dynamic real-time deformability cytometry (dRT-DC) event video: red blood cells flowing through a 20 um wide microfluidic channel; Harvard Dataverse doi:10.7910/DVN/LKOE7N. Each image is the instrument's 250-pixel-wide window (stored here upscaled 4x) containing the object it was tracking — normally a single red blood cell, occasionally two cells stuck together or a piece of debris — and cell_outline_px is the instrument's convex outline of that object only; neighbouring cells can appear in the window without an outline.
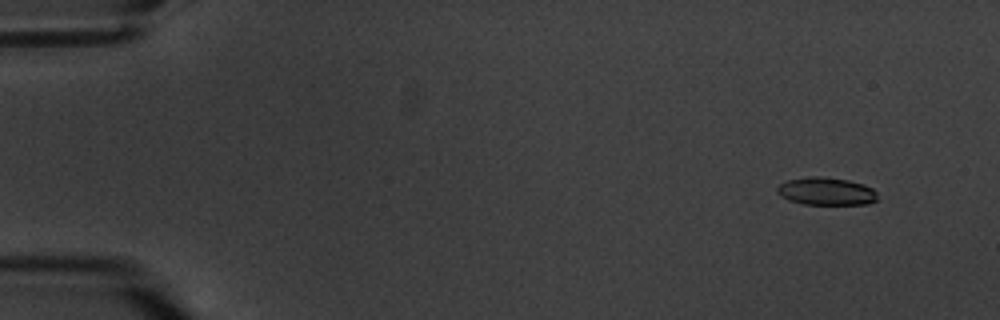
{"species": "common noctule bat (a hibernating species)", "species_latin": "Nyctalus noctula", "temperature_condition": "warm", "stored_images_in_passage": 3, "camera_frame_rate_fps": 3000, "um_per_image_px": 0.085, "animal": {"sex": "male", "body_mass_g": 20.1, "forearm_length_mm": 53.5}, "frame": {"image": 1, "passage_image": 1, "time_ms": 0.0, "image_size_px": [1000, 320], "cell_outline_px": [[876, 200], [868, 204], [804, 204], [788, 200], [780, 196], [776, 192], [776, 188], [780, 184], [788, 180], [812, 176], [820, 176], [848, 180], [864, 184], [872, 188], [876, 192]], "centroid_in_image_um": [70.21, 16.26], "position_along_channel_um": 14.8, "area_um2": 16.18}}